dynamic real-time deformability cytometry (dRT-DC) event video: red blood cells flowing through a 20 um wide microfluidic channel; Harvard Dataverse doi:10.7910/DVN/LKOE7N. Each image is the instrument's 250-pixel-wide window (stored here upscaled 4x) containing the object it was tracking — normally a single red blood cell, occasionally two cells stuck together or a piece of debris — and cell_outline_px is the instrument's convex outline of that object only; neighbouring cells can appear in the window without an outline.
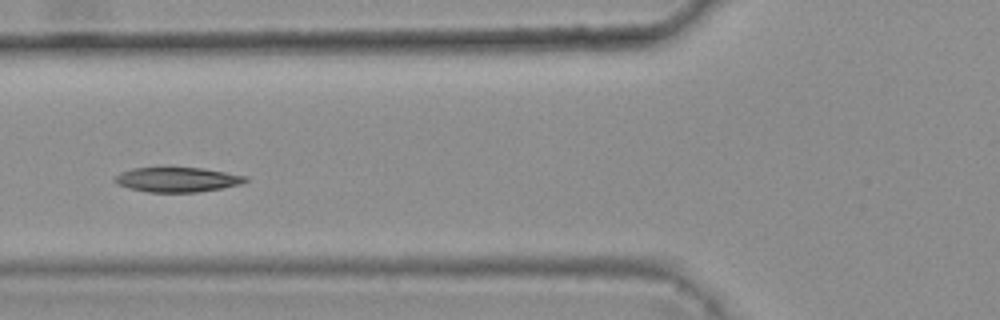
{"species": "common noctule bat (a hibernating species)", "species_latin": "Nyctalus noctula", "temperature_condition": "warm", "stored_images_in_passage": 8, "camera_frame_rate_fps": 3000, "um_per_image_px": 0.085, "animal": {"sex": "female", "body_mass_g": 25.1}, "frame": {"image": 1, "passage_image": 6, "time_ms": 1.667, "image_size_px": [1000, 320], "cell_outline_px": [[248, 180], [240, 184], [220, 188], [196, 192], [148, 192], [116, 184], [112, 180], [120, 172], [132, 168], [204, 168], [248, 176]], "centroid_in_image_um": [15.06, 15.26], "position_along_channel_um": 110.7, "area_um2": 18.67}}
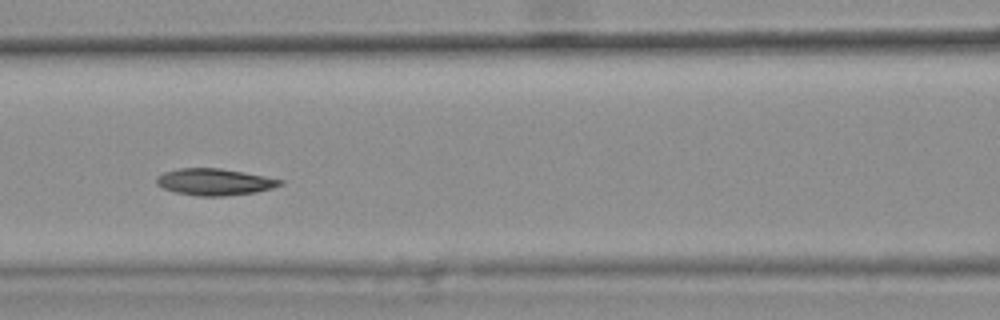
{"frame": {"image": 2, "passage_image": 7, "time_ms": 2.0, "image_size_px": [1000, 320], "cell_outline_px": [[284, 184], [272, 188], [256, 192], [224, 196], [196, 196], [176, 192], [164, 188], [156, 184], [156, 176], [164, 172], [180, 168], [220, 168], [244, 172], [284, 180]], "centroid_in_image_um": [18.24, 15.46], "position_along_channel_um": 148.4, "area_um2": 19.25}}